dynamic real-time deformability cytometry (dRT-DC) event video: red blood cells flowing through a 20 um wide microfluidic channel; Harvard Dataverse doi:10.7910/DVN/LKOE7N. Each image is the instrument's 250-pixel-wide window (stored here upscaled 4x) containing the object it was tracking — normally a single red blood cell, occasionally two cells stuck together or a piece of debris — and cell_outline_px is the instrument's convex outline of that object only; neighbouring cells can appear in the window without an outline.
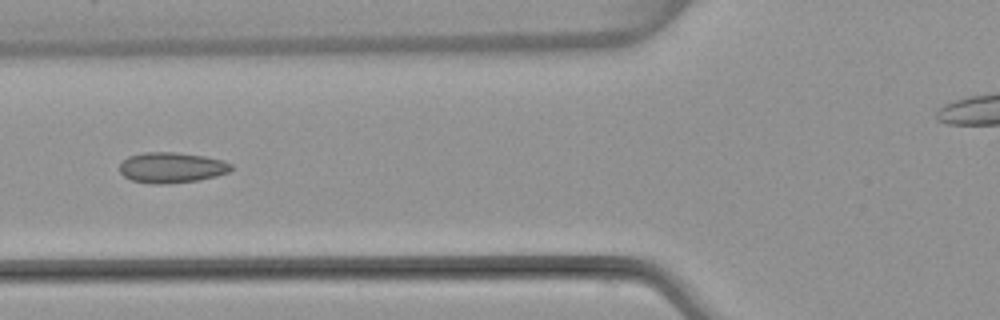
{"species": "common noctule bat (a hibernating species)", "species_latin": "Nyctalus noctula", "temperature_condition": "warm", "stored_images_in_passage": 6, "camera_frame_rate_fps": 3000, "um_per_image_px": 0.085, "animal": {"sex": "female", "body_mass_g": 22.7, "forearm_length_mm": 54.2}, "frame": {"image": 1, "passage_image": 6, "time_ms": 6.0, "image_size_px": [1000, 320], "cell_outline_px": [[232, 168], [228, 172], [216, 176], [200, 180], [164, 184], [152, 184], [132, 180], [124, 176], [120, 172], [120, 164], [128, 156], [144, 152], [176, 152], [204, 156], [224, 160], [232, 164]], "centroid_in_image_um": [14.6, 14.24], "position_along_channel_um": 111.2, "area_um2": 19.94}}